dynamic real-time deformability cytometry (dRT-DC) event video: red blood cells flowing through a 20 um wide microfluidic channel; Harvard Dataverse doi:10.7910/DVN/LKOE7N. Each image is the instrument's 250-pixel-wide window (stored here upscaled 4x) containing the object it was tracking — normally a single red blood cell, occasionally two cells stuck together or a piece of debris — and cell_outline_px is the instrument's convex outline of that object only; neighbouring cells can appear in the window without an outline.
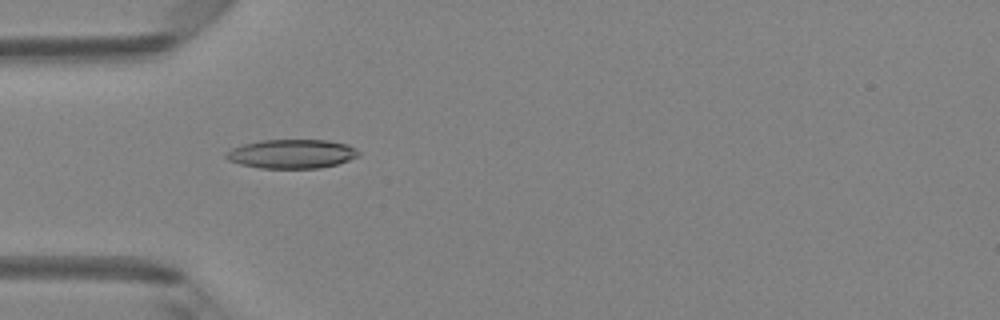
{"species": "Egyptian fruit bat (a non-hibernating species)", "species_latin": "Rousettus aegyptiacus", "temperature_condition": "room temperature", "stored_images_in_passage": 49, "camera_frame_rate_fps": 3000, "um_per_image_px": 0.085, "animal": {"sex": "female"}, "frame": {"image": 1, "passage_image": 15, "time_ms": 4.667, "image_size_px": [1000, 320], "cell_outline_px": [[360, 156], [336, 164], [320, 168], [260, 168], [240, 164], [228, 160], [224, 156], [232, 148], [244, 144], [260, 140], [328, 140], [348, 144], [356, 148], [360, 152]], "centroid_in_image_um": [24.83, 13.07], "position_along_channel_um": 60.2, "area_um2": 22.43}}
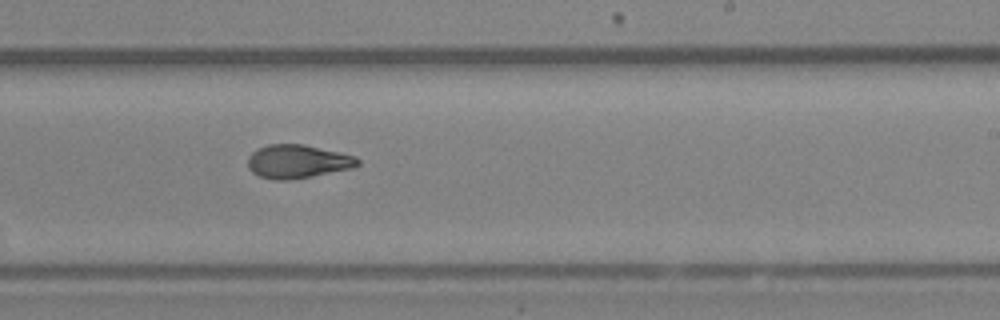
{"frame": {"image": 2, "passage_image": 30, "time_ms": 9.667, "image_size_px": [1000, 320], "cell_outline_px": [[360, 164], [352, 168], [312, 176], [288, 180], [276, 180], [260, 176], [252, 172], [248, 168], [248, 156], [256, 148], [268, 144], [304, 144], [340, 152], [356, 156], [360, 160]], "centroid_in_image_um": [25.29, 13.71], "position_along_channel_um": 263.7, "area_um2": 21.56}}
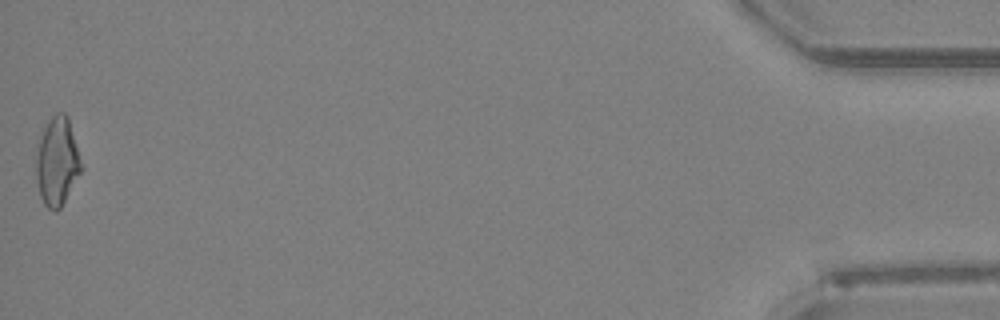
{"frame": {"image": 3, "passage_image": 49, "time_ms": 16.0, "image_size_px": [1000, 320], "cell_outline_px": [[84, 168], [60, 208], [56, 212], [48, 208], [44, 204], [40, 196], [36, 180], [36, 156], [40, 136], [48, 120], [56, 112], [64, 112], [68, 116]], "centroid_in_image_um": [4.87, 13.73], "position_along_channel_um": 430.3, "area_um2": 23.47}, "authors_computed_cell_mechanics": {"area_um2": 21.675, "velocity_mm_per_s": 4.135, "shape_relaxation_time_tau1_ms": null, "shape_relaxation_time_tau2_ms": 2.6657, "deformation_change_tau1": null, "deformation_change_tau2": 0.0891}}